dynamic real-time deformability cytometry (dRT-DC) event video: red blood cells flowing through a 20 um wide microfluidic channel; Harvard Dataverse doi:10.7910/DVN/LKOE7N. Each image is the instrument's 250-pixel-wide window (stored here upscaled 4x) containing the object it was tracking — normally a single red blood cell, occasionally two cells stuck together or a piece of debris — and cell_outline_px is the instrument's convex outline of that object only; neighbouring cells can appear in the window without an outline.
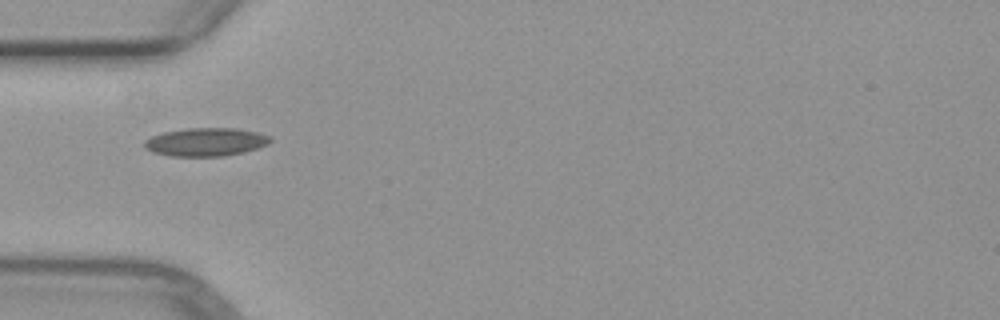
{"species": "common noctule bat (a hibernating species)", "species_latin": "Nyctalus noctula", "temperature_condition": "warm", "stored_images_in_passage": 1, "camera_frame_rate_fps": 3000, "um_per_image_px": 0.085, "animal": {"sex": "female", "body_mass_g": 29.2, "forearm_length_mm": 56.3}, "frame": {"image": 1, "passage_image": 1, "time_ms": 0.0, "image_size_px": [1000, 320], "cell_outline_px": [[272, 140], [268, 144], [244, 152], [224, 156], [172, 156], [152, 152], [144, 148], [144, 140], [152, 136], [164, 132], [188, 128], [236, 128], [256, 132], [272, 136]], "centroid_in_image_um": [17.49, 12.07], "position_along_channel_um": 67.5, "area_um2": 20.75}}